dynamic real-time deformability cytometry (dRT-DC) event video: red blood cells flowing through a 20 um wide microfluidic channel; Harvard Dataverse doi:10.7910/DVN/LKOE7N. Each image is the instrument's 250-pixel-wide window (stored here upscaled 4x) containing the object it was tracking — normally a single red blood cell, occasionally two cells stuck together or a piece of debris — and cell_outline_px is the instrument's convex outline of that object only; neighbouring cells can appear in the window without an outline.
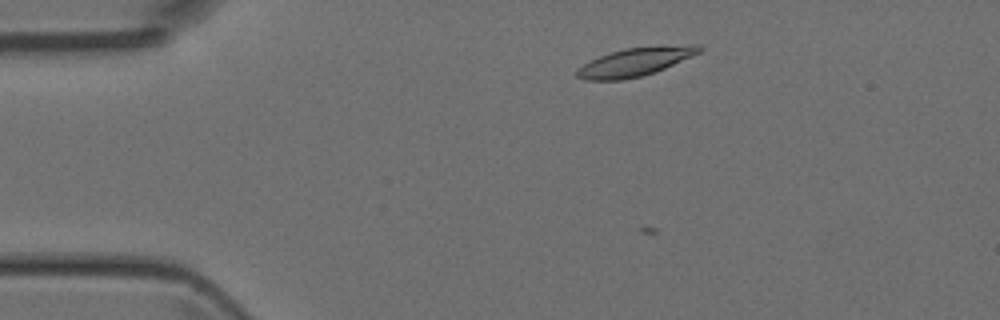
{"species": "Egyptian fruit bat (a non-hibernating species)", "species_latin": "Rousettus aegyptiacus", "temperature_condition": "room temperature", "stored_images_in_passage": 44, "camera_frame_rate_fps": 3000, "um_per_image_px": 0.085, "animal": {"sex": "female"}, "frame": {"image": 1, "passage_image": 5, "time_ms": 1.333, "image_size_px": [1000, 320], "cell_outline_px": [[704, 48], [700, 52], [692, 56], [664, 68], [640, 76], [624, 80], [584, 80], [576, 76], [576, 68], [600, 56], [624, 48], [692, 44], [700, 44]], "centroid_in_image_um": [53.99, 5.26], "position_along_channel_um": 31.0, "area_um2": 20.0}}
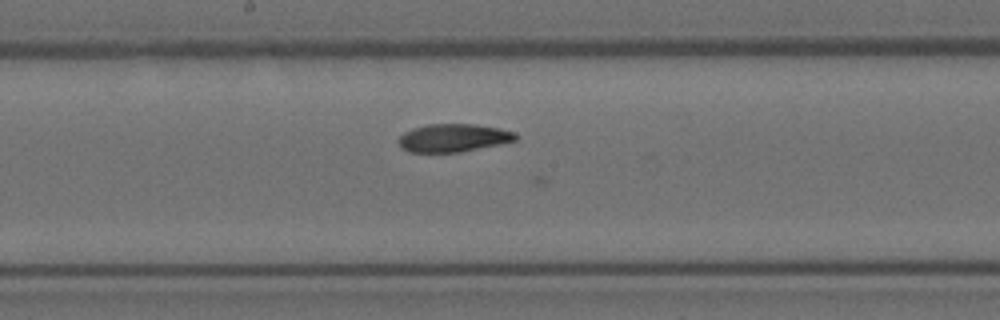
{"frame": {"image": 2, "passage_image": 21, "time_ms": 6.667, "image_size_px": [1000, 320], "cell_outline_px": [[516, 140], [500, 144], [460, 152], [408, 152], [400, 148], [396, 140], [404, 132], [412, 128], [428, 124], [476, 124], [500, 128], [512, 132], [516, 136]], "centroid_in_image_um": [38.46, 11.72], "position_along_channel_um": 209.7, "area_um2": 19.19}}
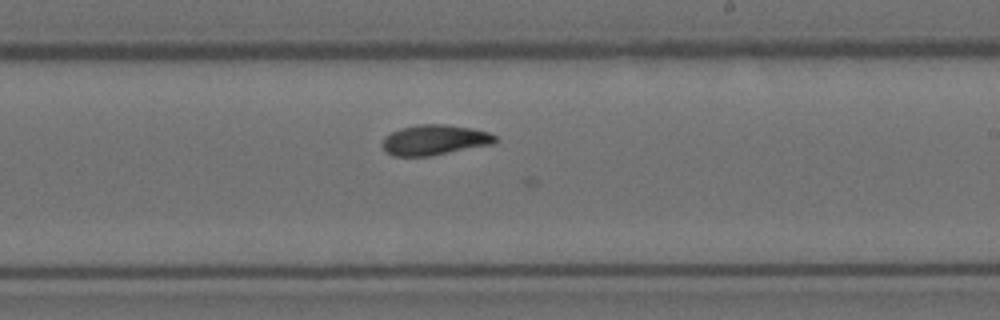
{"frame": {"image": 3, "passage_image": 24, "time_ms": 7.667, "image_size_px": [1000, 320], "cell_outline_px": [[500, 140], [492, 144], [428, 156], [392, 156], [380, 144], [384, 136], [400, 128], [416, 124], [448, 124], [472, 128], [488, 132], [496, 136]], "centroid_in_image_um": [36.93, 11.88], "position_along_channel_um": 252.1, "area_um2": 20.0}}